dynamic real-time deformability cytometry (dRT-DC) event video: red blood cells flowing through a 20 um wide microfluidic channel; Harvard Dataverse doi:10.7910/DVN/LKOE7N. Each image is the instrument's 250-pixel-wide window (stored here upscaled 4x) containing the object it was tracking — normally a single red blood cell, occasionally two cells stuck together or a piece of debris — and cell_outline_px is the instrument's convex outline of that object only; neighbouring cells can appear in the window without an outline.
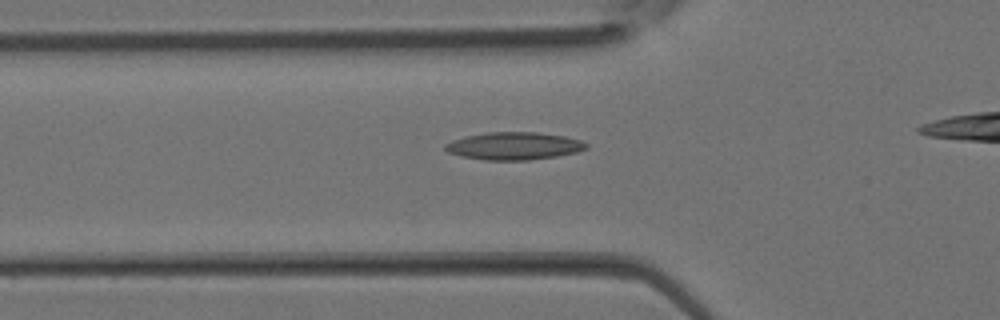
{"species": "Egyptian fruit bat (a non-hibernating species)", "species_latin": "Rousettus aegyptiacus", "temperature_condition": "room temperature", "stored_images_in_passage": 27, "camera_frame_rate_fps": 3000, "um_per_image_px": 0.085, "animal": {"sex": "female"}, "frame": {"image": 1, "passage_image": 8, "time_ms": 2.333, "image_size_px": [1000, 320], "cell_outline_px": [[588, 148], [576, 152], [556, 156], [528, 160], [484, 160], [464, 156], [448, 152], [444, 148], [444, 144], [452, 140], [464, 136], [488, 132], [536, 132], [564, 136], [580, 140], [588, 144]], "centroid_in_image_um": [43.68, 12.4], "position_along_channel_um": 82.1, "area_um2": 22.6}}
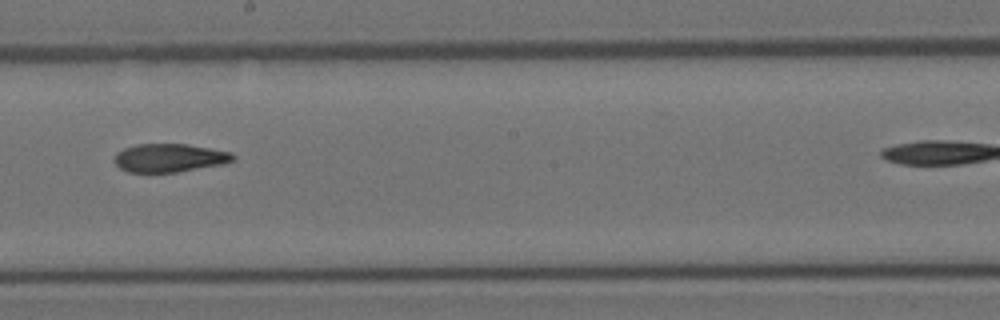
{"frame": {"image": 2, "passage_image": 16, "time_ms": 5.0, "image_size_px": [1000, 320], "cell_outline_px": [[236, 156], [232, 160], [224, 164], [176, 172], [128, 172], [120, 168], [112, 160], [116, 152], [124, 148], [136, 144], [188, 144], [232, 152]], "centroid_in_image_um": [14.38, 13.41], "position_along_channel_um": 233.8, "area_um2": 19.71}}
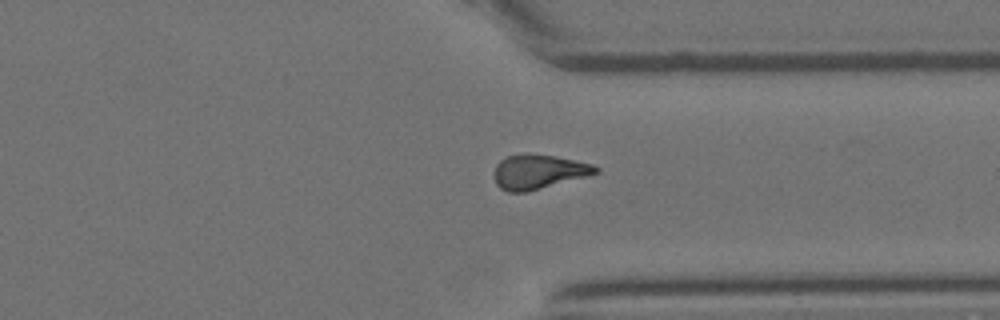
{"frame": {"image": 3, "passage_image": 23, "time_ms": 7.333, "image_size_px": [1000, 320], "cell_outline_px": [[600, 172], [588, 176], [524, 192], [508, 192], [500, 188], [496, 184], [496, 164], [500, 160], [508, 156], [524, 152], [556, 156], [592, 164], [600, 168]], "centroid_in_image_um": [45.79, 14.58], "position_along_channel_um": 365.6, "area_um2": 20.29}}